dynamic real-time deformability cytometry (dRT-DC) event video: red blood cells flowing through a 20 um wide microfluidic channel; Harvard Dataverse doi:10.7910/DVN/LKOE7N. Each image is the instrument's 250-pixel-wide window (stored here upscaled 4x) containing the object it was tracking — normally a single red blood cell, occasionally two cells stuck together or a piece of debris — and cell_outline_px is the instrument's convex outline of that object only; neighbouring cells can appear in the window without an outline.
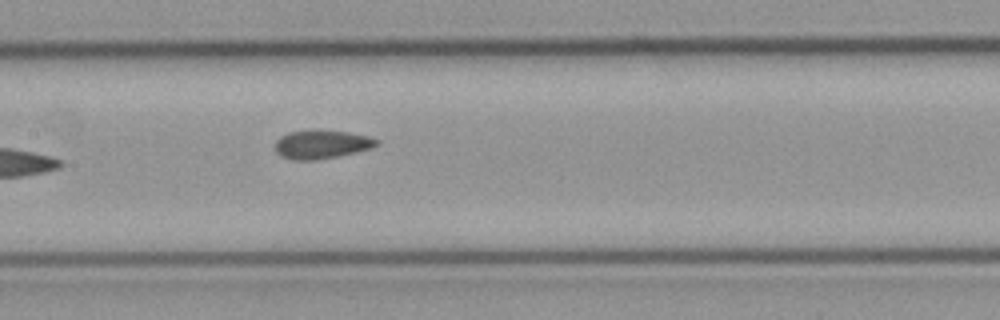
{"species": "common noctule bat (a hibernating species)", "species_latin": "Nyctalus noctula", "temperature_condition": "cold", "stored_images_in_passage": 7, "camera_frame_rate_fps": 3000, "um_per_image_px": 0.085, "animal": {"sex": "male", "body_mass_g": 23.1, "forearm_length_mm": 52.7}, "frame": {"image": 1, "passage_image": 7, "time_ms": 2.0, "image_size_px": [1000, 320], "cell_outline_px": [[380, 144], [372, 148], [340, 156], [316, 160], [292, 160], [280, 156], [276, 152], [276, 140], [280, 136], [288, 132], [312, 128], [320, 128], [348, 132], [368, 136], [380, 140]], "centroid_in_image_um": [27.34, 12.24], "position_along_channel_um": 180.1, "area_um2": 17.57}}